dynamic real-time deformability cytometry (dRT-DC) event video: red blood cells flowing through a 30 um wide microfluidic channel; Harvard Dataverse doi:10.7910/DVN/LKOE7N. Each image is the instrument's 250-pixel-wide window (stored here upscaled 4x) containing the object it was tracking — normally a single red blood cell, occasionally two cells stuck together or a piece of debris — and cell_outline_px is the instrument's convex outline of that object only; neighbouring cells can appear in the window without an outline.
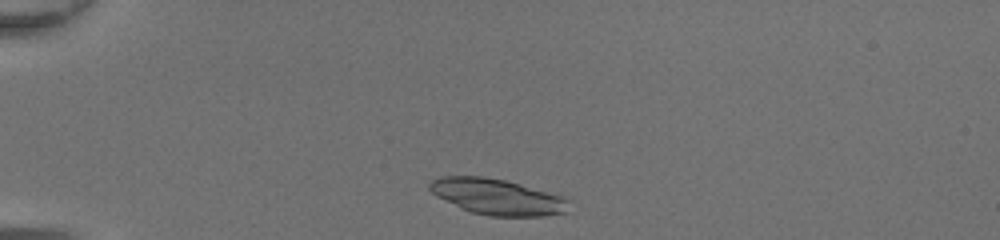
{"species": "common noctule bat (a hibernating species)", "species_latin": "Nyctalus noctula", "temperature_condition": "room temperature", "stored_images_in_passage": 34, "camera_frame_rate_fps": 3000, "um_per_image_px": 0.085, "animal": {"sex": "female", "body_mass_g": 20.0, "forearm_length_mm": 54.0}, "frame": {"image": 1, "passage_image": 2, "time_ms": 0.333, "image_size_px": [1000, 240], "cell_outline_px": [[572, 200], [568, 212], [544, 216], [488, 216], [472, 212], [460, 208], [436, 196], [428, 188], [428, 184], [432, 180], [440, 176], [484, 176], [504, 180], [568, 196]], "centroid_in_image_um": [42.34, 16.73], "position_along_channel_um": 42.7, "area_um2": 29.65}}
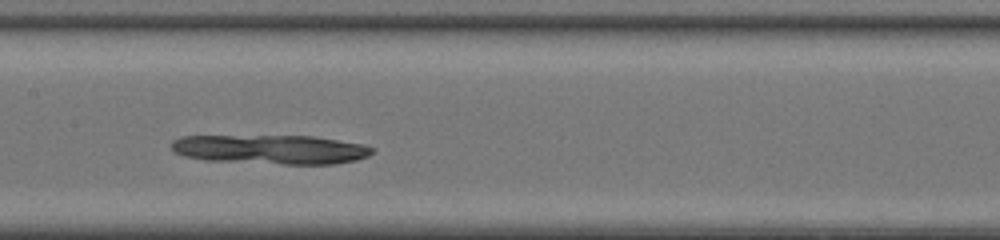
{"frame": {"image": 2, "passage_image": 15, "time_ms": 4.667, "image_size_px": [1000, 240], "cell_outline_px": [[376, 148], [368, 156], [356, 160], [336, 164], [284, 164], [204, 160], [184, 156], [176, 152], [172, 148], [172, 140], [180, 136], [312, 136], [364, 144]], "centroid_in_image_um": [23.04, 12.7], "position_along_channel_um": 184.4, "area_um2": 34.28}}
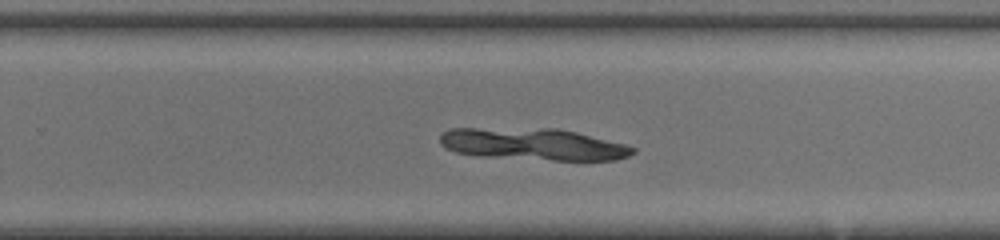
{"frame": {"image": 3, "passage_image": 22, "time_ms": 7.0, "image_size_px": [1000, 240], "cell_outline_px": [[636, 152], [628, 156], [616, 160], [552, 160], [476, 156], [456, 152], [444, 148], [440, 144], [440, 136], [448, 128], [556, 128], [576, 132], [624, 144], [636, 148]], "centroid_in_image_um": [45.28, 12.26], "position_along_channel_um": 284.5, "area_um2": 36.01}}